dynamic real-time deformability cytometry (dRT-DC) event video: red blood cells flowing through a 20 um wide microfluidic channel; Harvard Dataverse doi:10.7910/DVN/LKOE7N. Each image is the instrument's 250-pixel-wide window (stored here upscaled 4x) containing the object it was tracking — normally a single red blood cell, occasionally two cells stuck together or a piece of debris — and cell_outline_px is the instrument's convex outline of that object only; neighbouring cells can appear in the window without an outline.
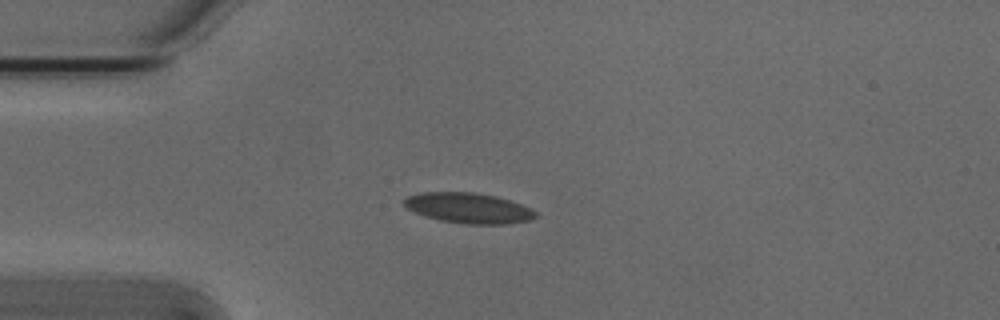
{"species": "Egyptian fruit bat (a non-hibernating species)", "species_latin": "Rousettus aegyptiacus", "temperature_condition": "cold", "stored_images_in_passage": 41, "camera_frame_rate_fps": 3000, "um_per_image_px": 0.085, "animal": {"sex": "male"}, "frame": {"image": 1, "passage_image": 1, "time_ms": 0.0, "image_size_px": [1000, 320], "cell_outline_px": [[536, 216], [532, 220], [508, 224], [468, 224], [440, 220], [424, 216], [408, 208], [404, 204], [404, 200], [408, 196], [424, 192], [472, 192], [496, 196], [520, 204], [536, 212]], "centroid_in_image_um": [39.84, 17.69], "position_along_channel_um": 45.2, "area_um2": 23.0}}
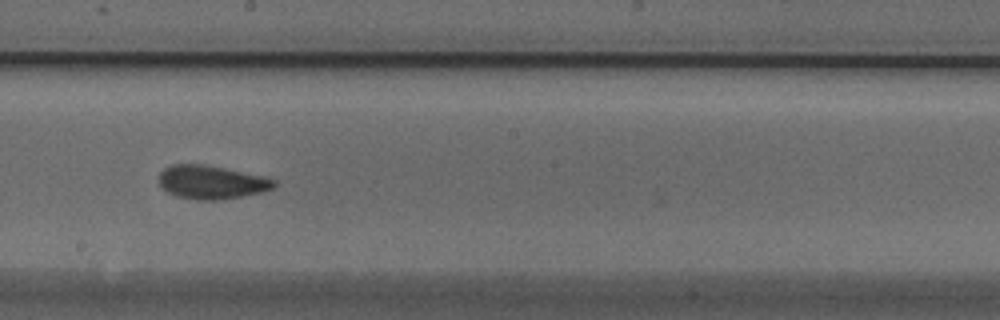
{"frame": {"image": 2, "passage_image": 17, "time_ms": 5.333, "image_size_px": [1000, 320], "cell_outline_px": [[276, 184], [272, 188], [260, 192], [240, 196], [216, 200], [196, 200], [176, 196], [168, 192], [160, 184], [160, 172], [164, 168], [172, 164], [204, 164], [264, 176], [276, 180]], "centroid_in_image_um": [17.96, 15.48], "position_along_channel_um": 230.2, "area_um2": 22.25}}
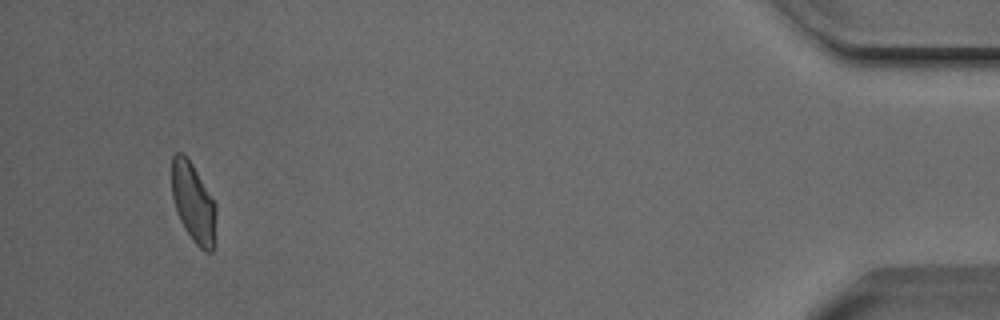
{"frame": {"image": 3, "passage_image": 38, "time_ms": 12.333, "image_size_px": [1000, 320], "cell_outline_px": [[216, 248], [212, 252], [204, 252], [192, 240], [184, 228], [176, 212], [172, 196], [172, 156], [176, 152], [184, 152], [192, 164], [216, 204]], "centroid_in_image_um": [16.46, 17.29], "position_along_channel_um": 418.7, "area_um2": 20.98}, "authors_computed_cell_mechanics": {"area_um2": 21.4438, "velocity_mm_per_s": 3.8141, "shape_relaxation_time_tau1_ms": 5.2637, "shape_relaxation_time_tau2_ms": 1.485, "deformation_change_tau1": 0.1285, "deformation_change_tau2": 0.0557}}